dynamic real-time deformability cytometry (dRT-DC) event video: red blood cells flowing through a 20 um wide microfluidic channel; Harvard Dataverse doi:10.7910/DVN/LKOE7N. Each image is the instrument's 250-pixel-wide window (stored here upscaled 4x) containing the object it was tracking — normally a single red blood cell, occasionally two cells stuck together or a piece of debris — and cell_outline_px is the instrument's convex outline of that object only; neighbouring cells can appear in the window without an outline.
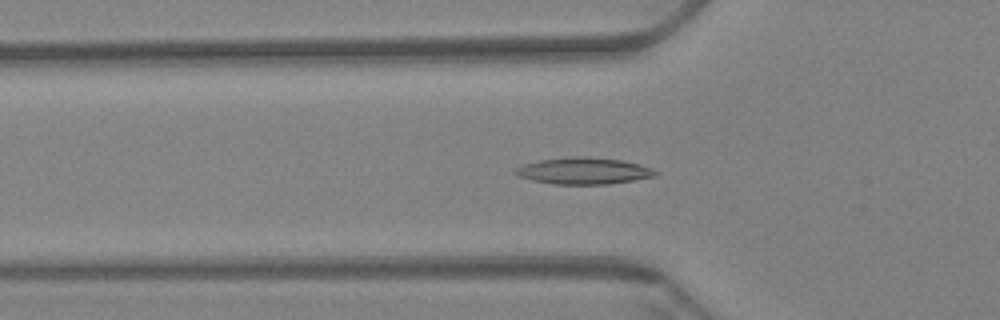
{"species": "Egyptian fruit bat (a non-hibernating species)", "species_latin": "Rousettus aegyptiacus", "temperature_condition": "warm", "stored_images_in_passage": 61, "camera_frame_rate_fps": 3000, "um_per_image_px": 0.085, "animal": {"sex": "female"}, "frame": {"image": 1, "passage_image": 20, "time_ms": 6.333, "image_size_px": [1000, 320], "cell_outline_px": [[660, 172], [656, 176], [608, 184], [552, 184], [532, 180], [516, 176], [512, 172], [516, 168], [524, 164], [540, 160], [572, 156], [588, 156], [620, 160], [640, 164], [652, 168]], "centroid_in_image_um": [49.6, 14.52], "position_along_channel_um": 76.2, "area_um2": 21.85}}
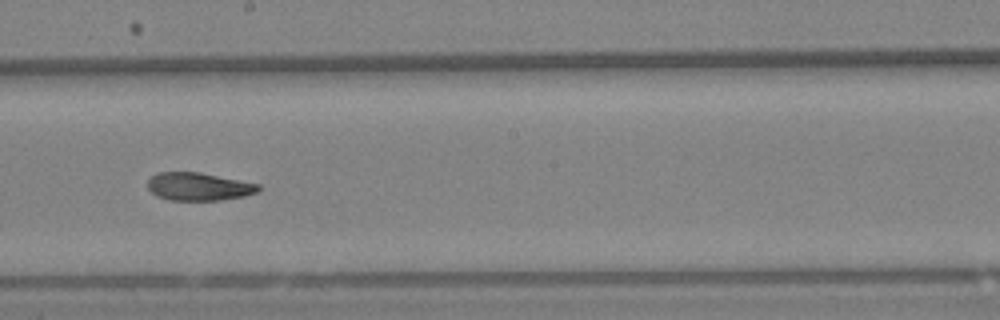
{"frame": {"image": 2, "passage_image": 34, "time_ms": 11.0, "image_size_px": [1000, 320], "cell_outline_px": [[260, 188], [256, 192], [244, 196], [220, 200], [168, 200], [156, 196], [148, 188], [148, 180], [156, 172], [200, 172], [260, 184]], "centroid_in_image_um": [16.87, 15.85], "position_along_channel_um": 231.3, "area_um2": 18.03}}
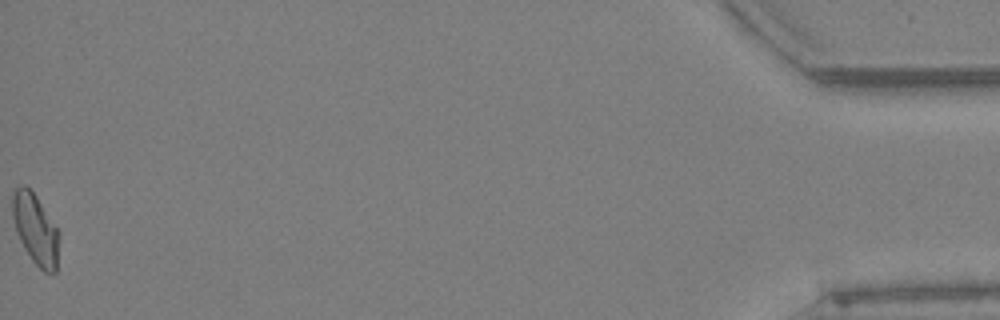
{"frame": {"image": 3, "passage_image": 61, "time_ms": 20.0, "image_size_px": [1000, 320], "cell_outline_px": [[60, 232], [56, 272], [44, 272], [32, 260], [24, 248], [20, 240], [12, 216], [12, 192], [20, 184], [24, 184], [36, 196]], "centroid_in_image_um": [3.02, 19.46], "position_along_channel_um": 432.2, "area_um2": 19.07}, "authors_computed_cell_mechanics": {"area_um2": 19.3052, "velocity_mm_per_s": 3.3284, "shape_relaxation_time_tau1_ms": 9.7532, "shape_relaxation_time_tau2_ms": 3.0774, "deformation_change_tau1": 0.2222, "deformation_change_tau2": 0.0849}}